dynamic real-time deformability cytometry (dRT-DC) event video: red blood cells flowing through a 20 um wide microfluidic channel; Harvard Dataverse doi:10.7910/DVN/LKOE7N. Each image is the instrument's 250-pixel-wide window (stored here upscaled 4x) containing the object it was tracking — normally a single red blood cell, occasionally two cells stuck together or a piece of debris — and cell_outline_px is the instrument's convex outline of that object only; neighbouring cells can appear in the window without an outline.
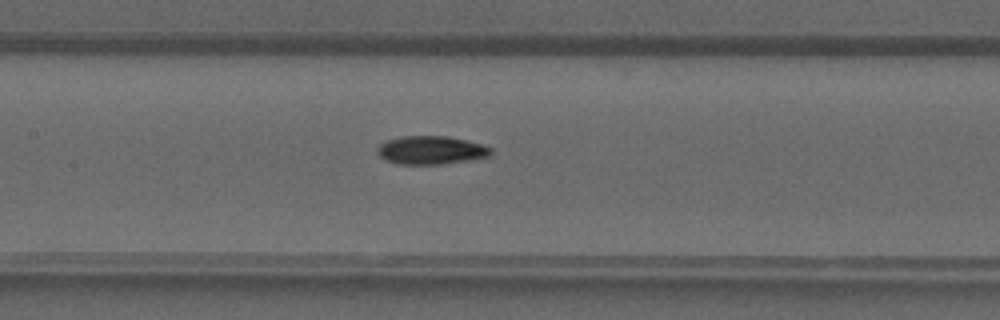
{"species": "common noctule bat (a hibernating species)", "species_latin": "Nyctalus noctula", "temperature_condition": "warm", "stored_images_in_passage": 30, "camera_frame_rate_fps": 3000, "um_per_image_px": 0.085, "animal": {"sex": "male", "forearm_length_mm": 52.5}, "frame": {"image": 1, "passage_image": 11, "time_ms": 3.333, "image_size_px": [1000, 320], "cell_outline_px": [[492, 152], [488, 156], [440, 164], [396, 164], [380, 156], [376, 152], [376, 148], [380, 144], [388, 140], [404, 136], [448, 136], [468, 140], [492, 148]], "centroid_in_image_um": [36.61, 12.75], "position_along_channel_um": 170.8, "area_um2": 18.5}}
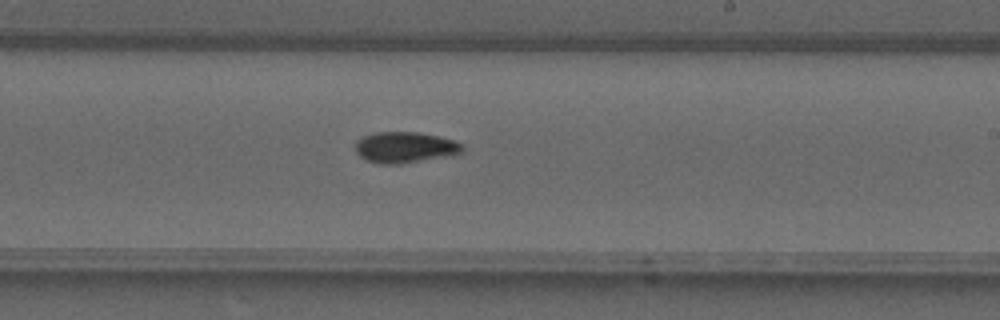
{"frame": {"image": 2, "passage_image": 16, "time_ms": 5.0, "image_size_px": [1000, 320], "cell_outline_px": [[464, 148], [460, 152], [400, 164], [380, 164], [368, 160], [360, 156], [356, 152], [356, 140], [372, 132], [420, 132], [456, 140]], "centroid_in_image_um": [34.36, 12.5], "position_along_channel_um": 254.6, "area_um2": 18.96}}
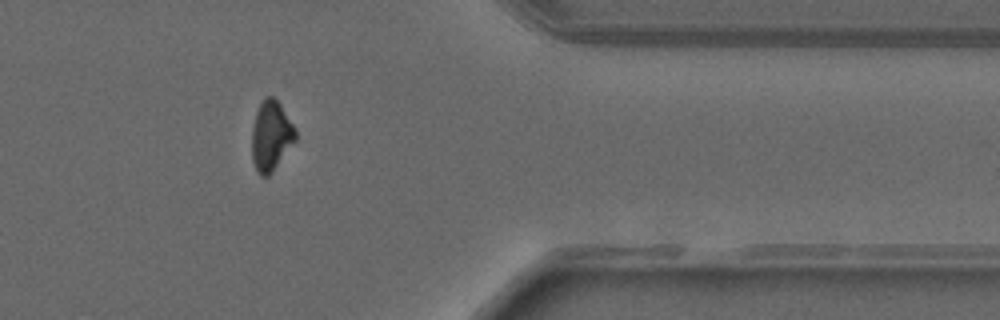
{"frame": {"image": 3, "passage_image": 25, "time_ms": 8.0, "image_size_px": [1000, 320], "cell_outline_px": [[296, 140], [268, 176], [260, 176], [256, 172], [252, 160], [252, 128], [256, 112], [264, 96], [272, 96], [280, 104], [296, 128]], "centroid_in_image_um": [23.03, 11.54], "position_along_channel_um": 388.4, "area_um2": 17.74}}